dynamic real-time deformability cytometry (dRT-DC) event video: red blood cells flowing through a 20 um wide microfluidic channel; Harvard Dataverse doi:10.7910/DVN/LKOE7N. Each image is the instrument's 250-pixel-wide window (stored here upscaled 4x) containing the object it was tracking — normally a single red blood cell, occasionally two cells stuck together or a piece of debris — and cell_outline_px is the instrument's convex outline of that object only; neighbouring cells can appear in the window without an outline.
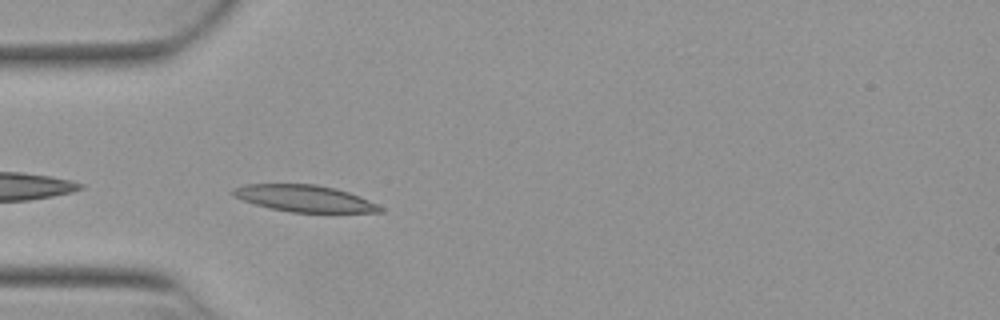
{"species": "Egyptian fruit bat (a non-hibernating species)", "species_latin": "Rousettus aegyptiacus", "temperature_condition": "warm", "stored_images_in_passage": 9, "camera_frame_rate_fps": 3000, "um_per_image_px": 0.085, "animal": {"sex": "female"}, "frame": {"image": 1, "passage_image": 2, "time_ms": 0.333, "image_size_px": [1000, 320], "cell_outline_px": [[384, 212], [292, 212], [272, 208], [256, 204], [232, 196], [228, 192], [232, 188], [244, 184], [316, 184], [336, 188], [360, 196], [384, 208]], "centroid_in_image_um": [25.85, 16.85], "position_along_channel_um": 59.2, "area_um2": 22.83}}
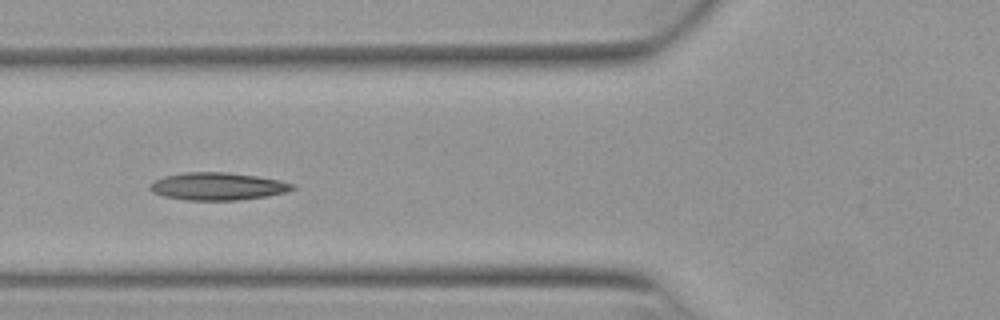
{"frame": {"image": 2, "passage_image": 6, "time_ms": 1.667, "image_size_px": [1000, 320], "cell_outline_px": [[296, 188], [288, 192], [268, 196], [240, 200], [184, 200], [164, 196], [152, 192], [148, 188], [156, 180], [164, 176], [184, 172], [228, 172], [256, 176], [280, 180], [292, 184]], "centroid_in_image_um": [18.52, 15.84], "position_along_channel_um": 107.3, "area_um2": 22.95}}